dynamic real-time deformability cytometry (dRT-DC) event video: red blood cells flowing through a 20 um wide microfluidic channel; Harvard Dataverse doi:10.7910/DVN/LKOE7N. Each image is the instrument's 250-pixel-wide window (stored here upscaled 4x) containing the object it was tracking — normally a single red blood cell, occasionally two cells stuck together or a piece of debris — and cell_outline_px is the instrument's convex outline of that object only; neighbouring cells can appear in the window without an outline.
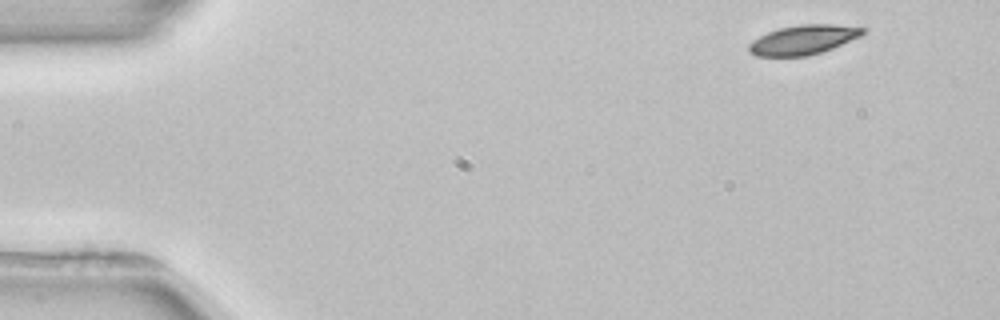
{"species": "common noctule bat (a hibernating species)", "species_latin": "Nyctalus noctula", "temperature_condition": "room temperature", "stored_images_in_passage": 4, "camera_frame_rate_fps": 3000, "um_per_image_px": 0.085, "animal": {"sex": "female", "body_mass_g": 22.7, "forearm_length_mm": 54.2}, "frame": {"image": 1, "passage_image": 1, "time_ms": 0.0, "image_size_px": [1000, 320], "cell_outline_px": [[864, 32], [860, 36], [832, 48], [808, 56], [756, 56], [748, 52], [748, 44], [752, 40], [768, 32], [780, 28], [800, 24], [832, 24], [864, 28]], "centroid_in_image_um": [68.22, 3.38], "position_along_channel_um": 16.8, "area_um2": 19.36}}
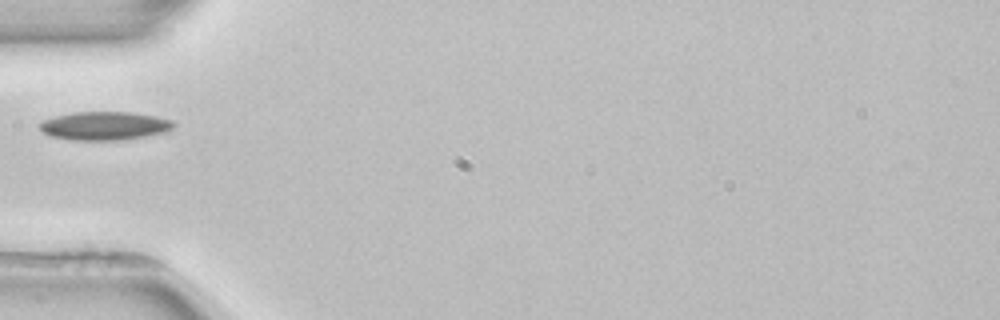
{"frame": {"image": 2, "passage_image": 4, "time_ms": 4.333, "image_size_px": [1000, 320], "cell_outline_px": [[176, 124], [168, 132], [124, 140], [72, 140], [52, 136], [44, 132], [40, 128], [40, 124], [44, 120], [56, 116], [72, 112], [132, 112], [156, 116], [172, 120]], "centroid_in_image_um": [8.95, 10.69], "position_along_channel_um": 76.0, "area_um2": 22.25}}